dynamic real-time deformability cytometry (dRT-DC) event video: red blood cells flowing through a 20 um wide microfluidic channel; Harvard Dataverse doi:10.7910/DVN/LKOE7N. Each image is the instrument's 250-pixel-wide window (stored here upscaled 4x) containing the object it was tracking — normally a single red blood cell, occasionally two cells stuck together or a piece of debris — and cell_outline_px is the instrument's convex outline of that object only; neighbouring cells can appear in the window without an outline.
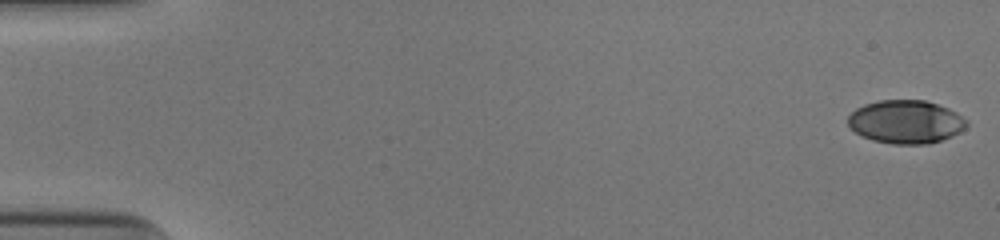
{"species": "human", "species_latin": "Homo sapiens", "temperature_condition": "cold", "stored_images_in_passage": 52, "camera_frame_rate_fps": 3000, "um_per_image_px": 0.085, "donor": {"sex": "male"}, "frame": {"image": 1, "passage_image": 1, "time_ms": 0.0, "image_size_px": [1000, 240], "cell_outline_px": [[968, 124], [960, 132], [952, 136], [928, 144], [892, 144], [872, 140], [860, 136], [848, 124], [848, 116], [856, 108], [864, 104], [880, 100], [924, 100], [948, 108], [956, 112], [968, 120]], "centroid_in_image_um": [76.99, 10.36], "position_along_channel_um": 8.0, "area_um2": 30.0}}
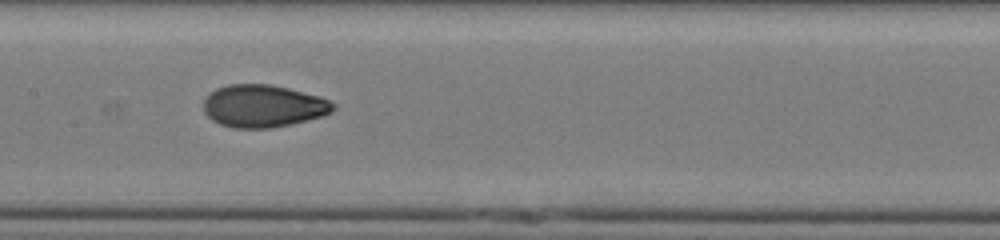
{"frame": {"image": 2, "passage_image": 27, "time_ms": 8.667, "image_size_px": [1000, 240], "cell_outline_px": [[336, 108], [332, 112], [324, 116], [292, 124], [272, 128], [232, 128], [220, 124], [212, 120], [204, 112], [204, 100], [216, 88], [228, 84], [268, 84], [288, 88], [316, 96], [328, 100], [336, 104]], "centroid_in_image_um": [22.38, 9.02], "position_along_channel_um": 185.0, "area_um2": 32.08}}
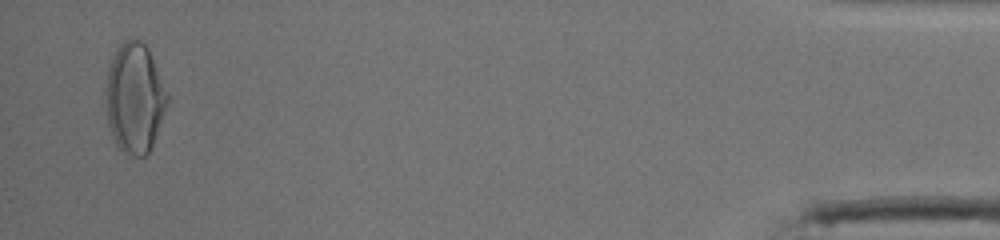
{"frame": {"image": 3, "passage_image": 51, "time_ms": 16.667, "image_size_px": [1000, 240], "cell_outline_px": [[168, 104], [152, 144], [148, 152], [144, 156], [132, 156], [120, 148], [116, 144], [112, 136], [108, 124], [104, 100], [104, 92], [108, 72], [112, 60], [120, 44], [128, 40], [140, 40], [148, 48], [168, 96]], "centroid_in_image_um": [11.42, 8.36], "position_along_channel_um": 423.8, "area_um2": 38.9}, "authors_computed_cell_mechanics": {"area_um2": 31.4143, "velocity_mm_per_s": 3.955, "shape_relaxation_time_tau1_ms": 4.3774, "shape_relaxation_time_tau2_ms": 1.0992, "deformation_change_tau1": 0.1696, "deformation_change_tau2": 0.0499}}